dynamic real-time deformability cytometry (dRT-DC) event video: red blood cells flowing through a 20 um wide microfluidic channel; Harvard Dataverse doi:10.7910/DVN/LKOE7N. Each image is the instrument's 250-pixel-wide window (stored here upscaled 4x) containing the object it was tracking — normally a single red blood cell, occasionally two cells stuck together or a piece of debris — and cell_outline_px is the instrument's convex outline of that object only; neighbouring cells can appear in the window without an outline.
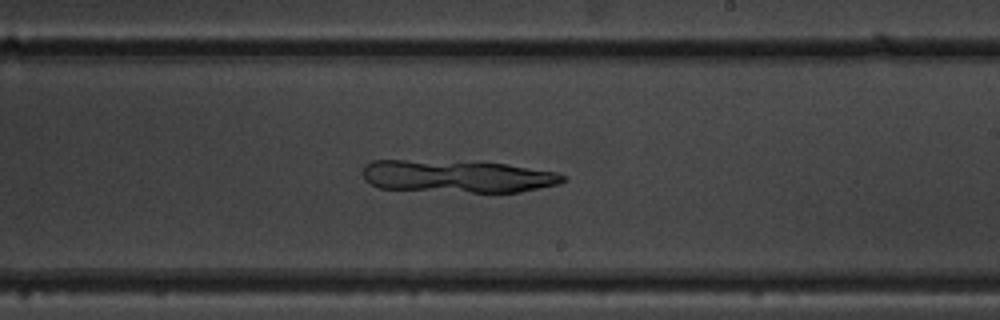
{"species": "common noctule bat (a hibernating species)", "species_latin": "Nyctalus noctula", "temperature_condition": "warm", "stored_images_in_passage": 41, "camera_frame_rate_fps": 3000, "um_per_image_px": 0.085, "animal": {"sex": "male", "body_mass_g": 19.5, "forearm_length_mm": 54.6}, "frame": {"image": 1, "passage_image": 30, "time_ms": 9.667, "image_size_px": [1000, 320], "cell_outline_px": [[568, 180], [560, 184], [520, 192], [472, 192], [380, 188], [364, 180], [364, 164], [372, 160], [404, 160], [504, 164], [556, 172], [568, 176]], "centroid_in_image_um": [38.91, 15.0], "position_along_channel_um": 250.1, "area_um2": 37.4}}